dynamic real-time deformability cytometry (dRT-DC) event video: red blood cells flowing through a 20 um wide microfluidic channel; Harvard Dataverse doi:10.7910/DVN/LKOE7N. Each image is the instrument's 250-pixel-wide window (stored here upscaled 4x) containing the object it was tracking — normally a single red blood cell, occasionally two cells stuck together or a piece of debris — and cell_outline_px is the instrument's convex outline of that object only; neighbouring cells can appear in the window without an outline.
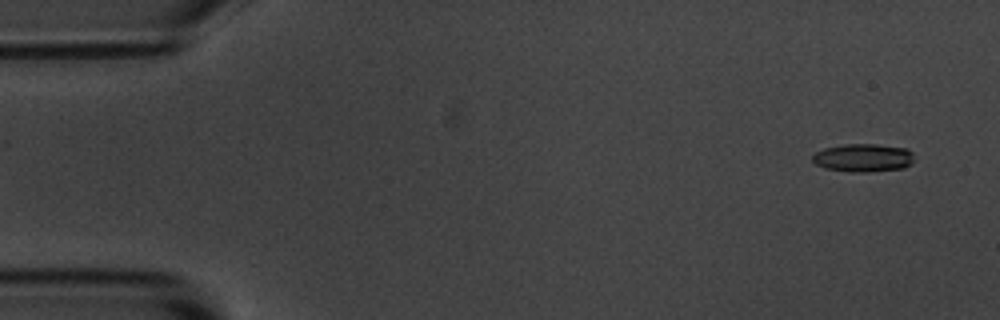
{"species": "common noctule bat (a hibernating species)", "species_latin": "Nyctalus noctula", "temperature_condition": "room temperature", "stored_images_in_passage": 5, "camera_frame_rate_fps": 3000, "um_per_image_px": 0.085, "animal": {"sex": "male", "body_mass_g": 20.1, "forearm_length_mm": 53.5}, "frame": {"image": 1, "passage_image": 1, "time_ms": 0.0, "image_size_px": [1000, 320], "cell_outline_px": [[912, 164], [904, 168], [864, 172], [848, 172], [824, 168], [816, 164], [812, 160], [812, 156], [816, 152], [824, 148], [844, 144], [876, 144], [908, 148], [912, 152]], "centroid_in_image_um": [73.37, 13.41], "position_along_channel_um": 11.6, "area_um2": 16.76}}